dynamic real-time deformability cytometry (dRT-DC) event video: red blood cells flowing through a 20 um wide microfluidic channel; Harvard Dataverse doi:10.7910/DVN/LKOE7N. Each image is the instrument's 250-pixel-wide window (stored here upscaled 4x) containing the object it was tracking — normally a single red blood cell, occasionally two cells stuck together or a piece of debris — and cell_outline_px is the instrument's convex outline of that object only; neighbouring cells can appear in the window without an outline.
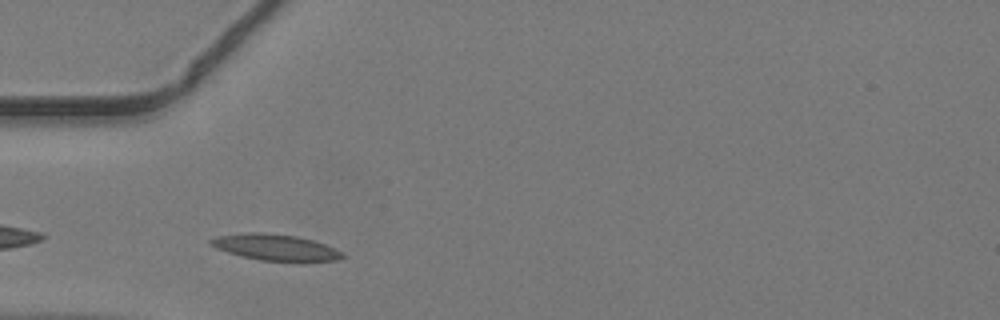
{"species": "common noctule bat (a hibernating species)", "species_latin": "Nyctalus noctula", "temperature_condition": "warm", "stored_images_in_passage": 34, "camera_frame_rate_fps": 3000, "um_per_image_px": 0.085, "animal": {"sex": "male", "body_mass_g": 19.2, "forearm_length_mm": 51.8}, "frame": {"image": 1, "passage_image": 2, "time_ms": 0.333, "image_size_px": [1000, 320], "cell_outline_px": [[344, 256], [336, 260], [304, 264], [260, 260], [240, 256], [216, 248], [208, 244], [208, 240], [220, 236], [244, 232], [268, 232], [296, 236], [312, 240], [324, 244], [344, 252]], "centroid_in_image_um": [23.46, 21.06], "position_along_channel_um": 61.5, "area_um2": 20.87}}
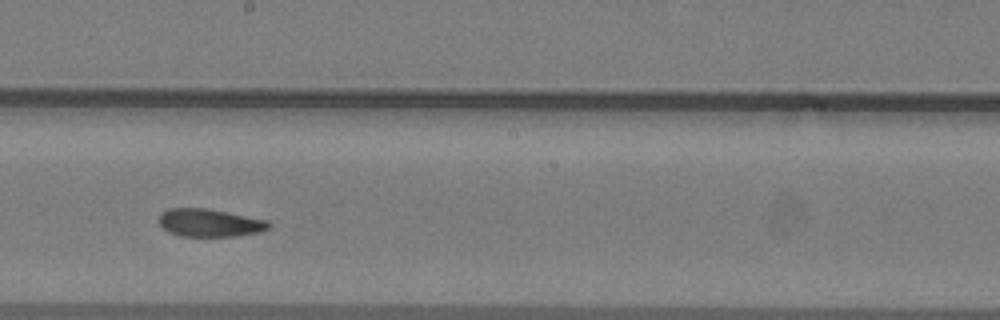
{"frame": {"image": 2, "passage_image": 14, "time_ms": 4.333, "image_size_px": [1000, 320], "cell_outline_px": [[272, 224], [268, 228], [260, 232], [236, 236], [180, 236], [168, 232], [160, 224], [160, 212], [168, 208], [208, 208], [268, 220]], "centroid_in_image_um": [17.83, 18.93], "position_along_channel_um": 230.4, "area_um2": 17.92}}
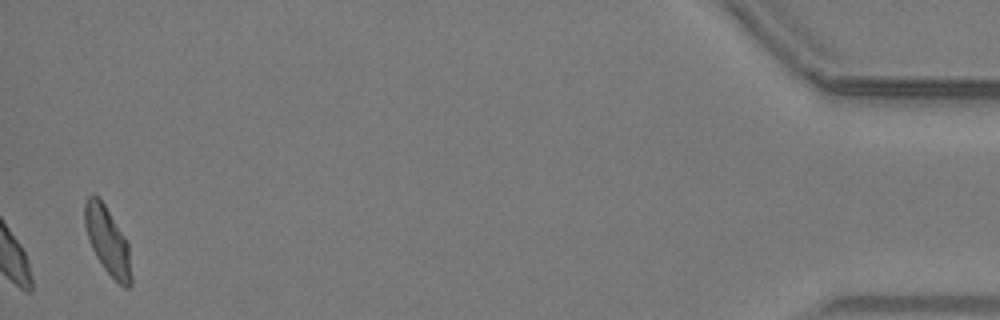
{"frame": {"image": 3, "passage_image": 34, "time_ms": 11.0, "image_size_px": [1000, 320], "cell_outline_px": [[132, 284], [128, 288], [124, 288], [104, 268], [96, 256], [88, 240], [84, 224], [84, 200], [88, 196], [96, 196], [104, 204], [124, 236], [128, 244], [132, 276]], "centroid_in_image_um": [9.14, 20.49], "position_along_channel_um": 426.1, "area_um2": 18.09}}